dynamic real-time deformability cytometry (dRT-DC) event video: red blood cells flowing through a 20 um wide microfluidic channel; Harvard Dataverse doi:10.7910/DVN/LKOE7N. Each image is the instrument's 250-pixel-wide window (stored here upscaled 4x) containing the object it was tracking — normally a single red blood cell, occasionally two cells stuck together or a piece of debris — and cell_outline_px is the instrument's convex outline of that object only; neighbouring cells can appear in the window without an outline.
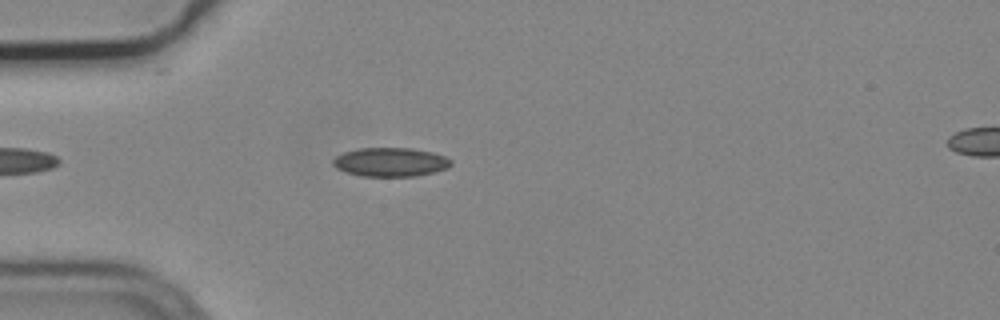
{"species": "common noctule bat (a hibernating species)", "species_latin": "Nyctalus noctula", "temperature_condition": "cold", "stored_images_in_passage": 2, "segment_of_instrument_passage": [1, 2], "camera_frame_rate_fps": 3000, "um_per_image_px": 0.085, "animal": {"sex": "male", "body_mass_g": 19.2, "forearm_length_mm": 51.8}, "frame": {"image": 1, "passage_image": 1, "time_ms": 0.0, "image_size_px": [1000, 320], "cell_outline_px": [[452, 164], [448, 168], [436, 172], [416, 176], [360, 176], [344, 172], [336, 168], [332, 164], [332, 160], [336, 156], [344, 152], [360, 148], [412, 148], [432, 152], [444, 156], [452, 160]], "centroid_in_image_um": [33.19, 13.78], "position_along_channel_um": 51.8, "area_um2": 20.06}}